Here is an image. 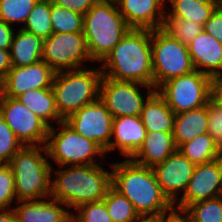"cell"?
<instances>
[{"instance_id": "6da1fadb", "label": "cell", "mask_w": 222, "mask_h": 222, "mask_svg": "<svg viewBox=\"0 0 222 222\" xmlns=\"http://www.w3.org/2000/svg\"><path fill=\"white\" fill-rule=\"evenodd\" d=\"M110 165L112 187L132 203L141 218H159L174 210V205L162 192L153 168L131 159Z\"/></svg>"}, {"instance_id": "7a4b0ae2", "label": "cell", "mask_w": 222, "mask_h": 222, "mask_svg": "<svg viewBox=\"0 0 222 222\" xmlns=\"http://www.w3.org/2000/svg\"><path fill=\"white\" fill-rule=\"evenodd\" d=\"M101 64L107 78L153 87L151 30L129 29Z\"/></svg>"}, {"instance_id": "3957f363", "label": "cell", "mask_w": 222, "mask_h": 222, "mask_svg": "<svg viewBox=\"0 0 222 222\" xmlns=\"http://www.w3.org/2000/svg\"><path fill=\"white\" fill-rule=\"evenodd\" d=\"M68 167L56 170L50 183V198L62 202L68 210L102 200L112 187V172L100 164Z\"/></svg>"}, {"instance_id": "277c9868", "label": "cell", "mask_w": 222, "mask_h": 222, "mask_svg": "<svg viewBox=\"0 0 222 222\" xmlns=\"http://www.w3.org/2000/svg\"><path fill=\"white\" fill-rule=\"evenodd\" d=\"M130 28L115 0H99L83 17V34L92 61L101 62Z\"/></svg>"}, {"instance_id": "5b68a950", "label": "cell", "mask_w": 222, "mask_h": 222, "mask_svg": "<svg viewBox=\"0 0 222 222\" xmlns=\"http://www.w3.org/2000/svg\"><path fill=\"white\" fill-rule=\"evenodd\" d=\"M42 152L45 146H23L9 161L14 175L17 201H31L50 197L51 163Z\"/></svg>"}, {"instance_id": "8992f818", "label": "cell", "mask_w": 222, "mask_h": 222, "mask_svg": "<svg viewBox=\"0 0 222 222\" xmlns=\"http://www.w3.org/2000/svg\"><path fill=\"white\" fill-rule=\"evenodd\" d=\"M102 76L100 68L91 67L55 73L51 88L59 115L64 120L99 98Z\"/></svg>"}, {"instance_id": "52a82bcc", "label": "cell", "mask_w": 222, "mask_h": 222, "mask_svg": "<svg viewBox=\"0 0 222 222\" xmlns=\"http://www.w3.org/2000/svg\"><path fill=\"white\" fill-rule=\"evenodd\" d=\"M153 88L195 70L188 45L174 39L163 28L151 30Z\"/></svg>"}, {"instance_id": "ba28073f", "label": "cell", "mask_w": 222, "mask_h": 222, "mask_svg": "<svg viewBox=\"0 0 222 222\" xmlns=\"http://www.w3.org/2000/svg\"><path fill=\"white\" fill-rule=\"evenodd\" d=\"M58 126L62 128L58 132L53 126L49 127L45 144V156L54 159L56 164L65 168L67 165L99 164L94 156L105 159V151L96 142L75 132L64 121Z\"/></svg>"}, {"instance_id": "9c48e42d", "label": "cell", "mask_w": 222, "mask_h": 222, "mask_svg": "<svg viewBox=\"0 0 222 222\" xmlns=\"http://www.w3.org/2000/svg\"><path fill=\"white\" fill-rule=\"evenodd\" d=\"M213 79L198 70L163 83L156 91L175 113L201 108L212 98Z\"/></svg>"}, {"instance_id": "30bf717a", "label": "cell", "mask_w": 222, "mask_h": 222, "mask_svg": "<svg viewBox=\"0 0 222 222\" xmlns=\"http://www.w3.org/2000/svg\"><path fill=\"white\" fill-rule=\"evenodd\" d=\"M42 60L55 72L84 68L91 60L83 32L52 33L43 40Z\"/></svg>"}, {"instance_id": "8fae6325", "label": "cell", "mask_w": 222, "mask_h": 222, "mask_svg": "<svg viewBox=\"0 0 222 222\" xmlns=\"http://www.w3.org/2000/svg\"><path fill=\"white\" fill-rule=\"evenodd\" d=\"M138 86L148 88L146 99ZM156 90L139 82L118 81L102 76L99 87V99L113 117L140 116L147 99Z\"/></svg>"}, {"instance_id": "7c38bea8", "label": "cell", "mask_w": 222, "mask_h": 222, "mask_svg": "<svg viewBox=\"0 0 222 222\" xmlns=\"http://www.w3.org/2000/svg\"><path fill=\"white\" fill-rule=\"evenodd\" d=\"M0 114L24 146H45L49 126L16 98L4 96Z\"/></svg>"}, {"instance_id": "4fadbf2b", "label": "cell", "mask_w": 222, "mask_h": 222, "mask_svg": "<svg viewBox=\"0 0 222 222\" xmlns=\"http://www.w3.org/2000/svg\"><path fill=\"white\" fill-rule=\"evenodd\" d=\"M113 119L107 107L98 98L69 115L64 122L75 132L96 142L105 151L112 139Z\"/></svg>"}, {"instance_id": "5bb4252c", "label": "cell", "mask_w": 222, "mask_h": 222, "mask_svg": "<svg viewBox=\"0 0 222 222\" xmlns=\"http://www.w3.org/2000/svg\"><path fill=\"white\" fill-rule=\"evenodd\" d=\"M221 157L211 162L196 165L188 186L174 205V210L183 212L189 205L220 196Z\"/></svg>"}, {"instance_id": "9a60e30c", "label": "cell", "mask_w": 222, "mask_h": 222, "mask_svg": "<svg viewBox=\"0 0 222 222\" xmlns=\"http://www.w3.org/2000/svg\"><path fill=\"white\" fill-rule=\"evenodd\" d=\"M195 167L196 165L176 150L153 168L162 192L173 205H176L179 192L184 194Z\"/></svg>"}, {"instance_id": "2e32d148", "label": "cell", "mask_w": 222, "mask_h": 222, "mask_svg": "<svg viewBox=\"0 0 222 222\" xmlns=\"http://www.w3.org/2000/svg\"><path fill=\"white\" fill-rule=\"evenodd\" d=\"M55 73L43 60L27 66L11 67L4 78V96L16 98L32 89L50 88Z\"/></svg>"}, {"instance_id": "e0dca14e", "label": "cell", "mask_w": 222, "mask_h": 222, "mask_svg": "<svg viewBox=\"0 0 222 222\" xmlns=\"http://www.w3.org/2000/svg\"><path fill=\"white\" fill-rule=\"evenodd\" d=\"M130 29L163 28L166 0H115ZM165 1V2H164Z\"/></svg>"}, {"instance_id": "ac0fdd59", "label": "cell", "mask_w": 222, "mask_h": 222, "mask_svg": "<svg viewBox=\"0 0 222 222\" xmlns=\"http://www.w3.org/2000/svg\"><path fill=\"white\" fill-rule=\"evenodd\" d=\"M146 134L147 130L140 116L114 117L112 139L114 137L115 140L110 141L105 153L117 148L126 159H130L142 146Z\"/></svg>"}, {"instance_id": "d6986e66", "label": "cell", "mask_w": 222, "mask_h": 222, "mask_svg": "<svg viewBox=\"0 0 222 222\" xmlns=\"http://www.w3.org/2000/svg\"><path fill=\"white\" fill-rule=\"evenodd\" d=\"M188 50L196 70L212 79L222 76V44L216 38L202 31L188 44Z\"/></svg>"}, {"instance_id": "ffe728a7", "label": "cell", "mask_w": 222, "mask_h": 222, "mask_svg": "<svg viewBox=\"0 0 222 222\" xmlns=\"http://www.w3.org/2000/svg\"><path fill=\"white\" fill-rule=\"evenodd\" d=\"M17 203L21 204L13 208L16 222H73V215L62 207L64 204L50 197Z\"/></svg>"}, {"instance_id": "44dd1931", "label": "cell", "mask_w": 222, "mask_h": 222, "mask_svg": "<svg viewBox=\"0 0 222 222\" xmlns=\"http://www.w3.org/2000/svg\"><path fill=\"white\" fill-rule=\"evenodd\" d=\"M176 150L173 132H147L142 146L130 159L137 164L154 168Z\"/></svg>"}, {"instance_id": "7402d4cb", "label": "cell", "mask_w": 222, "mask_h": 222, "mask_svg": "<svg viewBox=\"0 0 222 222\" xmlns=\"http://www.w3.org/2000/svg\"><path fill=\"white\" fill-rule=\"evenodd\" d=\"M208 104L194 110L175 114L173 136L176 147L207 133Z\"/></svg>"}, {"instance_id": "603a6c76", "label": "cell", "mask_w": 222, "mask_h": 222, "mask_svg": "<svg viewBox=\"0 0 222 222\" xmlns=\"http://www.w3.org/2000/svg\"><path fill=\"white\" fill-rule=\"evenodd\" d=\"M16 32L9 49L12 67L27 66L42 60L43 39L22 28Z\"/></svg>"}, {"instance_id": "cb8c5ba5", "label": "cell", "mask_w": 222, "mask_h": 222, "mask_svg": "<svg viewBox=\"0 0 222 222\" xmlns=\"http://www.w3.org/2000/svg\"><path fill=\"white\" fill-rule=\"evenodd\" d=\"M140 117L147 132H173L175 113L157 91L144 103Z\"/></svg>"}, {"instance_id": "d4e9b609", "label": "cell", "mask_w": 222, "mask_h": 222, "mask_svg": "<svg viewBox=\"0 0 222 222\" xmlns=\"http://www.w3.org/2000/svg\"><path fill=\"white\" fill-rule=\"evenodd\" d=\"M16 99L41 118L49 127L53 126L50 122L55 121L58 124L64 121L57 110L51 87L26 91L17 96Z\"/></svg>"}, {"instance_id": "484cf974", "label": "cell", "mask_w": 222, "mask_h": 222, "mask_svg": "<svg viewBox=\"0 0 222 222\" xmlns=\"http://www.w3.org/2000/svg\"><path fill=\"white\" fill-rule=\"evenodd\" d=\"M172 8L165 12V18L192 19L205 25L222 0H168Z\"/></svg>"}, {"instance_id": "4316f807", "label": "cell", "mask_w": 222, "mask_h": 222, "mask_svg": "<svg viewBox=\"0 0 222 222\" xmlns=\"http://www.w3.org/2000/svg\"><path fill=\"white\" fill-rule=\"evenodd\" d=\"M177 150L194 165L211 162L222 155V149L208 132L181 144Z\"/></svg>"}, {"instance_id": "83f0119b", "label": "cell", "mask_w": 222, "mask_h": 222, "mask_svg": "<svg viewBox=\"0 0 222 222\" xmlns=\"http://www.w3.org/2000/svg\"><path fill=\"white\" fill-rule=\"evenodd\" d=\"M51 0H38L34 8L28 15L25 26H21L27 32L47 39L52 33L51 25Z\"/></svg>"}, {"instance_id": "f1b7e54d", "label": "cell", "mask_w": 222, "mask_h": 222, "mask_svg": "<svg viewBox=\"0 0 222 222\" xmlns=\"http://www.w3.org/2000/svg\"><path fill=\"white\" fill-rule=\"evenodd\" d=\"M102 200L105 202L112 222H137L141 218L132 203L113 187Z\"/></svg>"}, {"instance_id": "f546056e", "label": "cell", "mask_w": 222, "mask_h": 222, "mask_svg": "<svg viewBox=\"0 0 222 222\" xmlns=\"http://www.w3.org/2000/svg\"><path fill=\"white\" fill-rule=\"evenodd\" d=\"M183 213L191 222H222V197L193 203Z\"/></svg>"}, {"instance_id": "4dcf8cb0", "label": "cell", "mask_w": 222, "mask_h": 222, "mask_svg": "<svg viewBox=\"0 0 222 222\" xmlns=\"http://www.w3.org/2000/svg\"><path fill=\"white\" fill-rule=\"evenodd\" d=\"M50 13L53 33L83 32V15L57 6L52 0Z\"/></svg>"}, {"instance_id": "1f68e13d", "label": "cell", "mask_w": 222, "mask_h": 222, "mask_svg": "<svg viewBox=\"0 0 222 222\" xmlns=\"http://www.w3.org/2000/svg\"><path fill=\"white\" fill-rule=\"evenodd\" d=\"M163 29L174 39L188 45L203 31V25L192 19L165 18Z\"/></svg>"}, {"instance_id": "d6a6232c", "label": "cell", "mask_w": 222, "mask_h": 222, "mask_svg": "<svg viewBox=\"0 0 222 222\" xmlns=\"http://www.w3.org/2000/svg\"><path fill=\"white\" fill-rule=\"evenodd\" d=\"M38 0H0V19L9 25L26 22Z\"/></svg>"}, {"instance_id": "836d02e7", "label": "cell", "mask_w": 222, "mask_h": 222, "mask_svg": "<svg viewBox=\"0 0 222 222\" xmlns=\"http://www.w3.org/2000/svg\"><path fill=\"white\" fill-rule=\"evenodd\" d=\"M72 215L73 222H112L103 200L81 204L74 209Z\"/></svg>"}, {"instance_id": "e575fe53", "label": "cell", "mask_w": 222, "mask_h": 222, "mask_svg": "<svg viewBox=\"0 0 222 222\" xmlns=\"http://www.w3.org/2000/svg\"><path fill=\"white\" fill-rule=\"evenodd\" d=\"M23 146L0 114V164H8Z\"/></svg>"}, {"instance_id": "d590c367", "label": "cell", "mask_w": 222, "mask_h": 222, "mask_svg": "<svg viewBox=\"0 0 222 222\" xmlns=\"http://www.w3.org/2000/svg\"><path fill=\"white\" fill-rule=\"evenodd\" d=\"M16 198L14 175L8 164H0V209H8Z\"/></svg>"}, {"instance_id": "8d00e7d4", "label": "cell", "mask_w": 222, "mask_h": 222, "mask_svg": "<svg viewBox=\"0 0 222 222\" xmlns=\"http://www.w3.org/2000/svg\"><path fill=\"white\" fill-rule=\"evenodd\" d=\"M208 113L207 132L222 149V108L211 99L208 102Z\"/></svg>"}, {"instance_id": "74e56055", "label": "cell", "mask_w": 222, "mask_h": 222, "mask_svg": "<svg viewBox=\"0 0 222 222\" xmlns=\"http://www.w3.org/2000/svg\"><path fill=\"white\" fill-rule=\"evenodd\" d=\"M203 31L212 35L222 44V3L211 14L203 26Z\"/></svg>"}, {"instance_id": "f35d334b", "label": "cell", "mask_w": 222, "mask_h": 222, "mask_svg": "<svg viewBox=\"0 0 222 222\" xmlns=\"http://www.w3.org/2000/svg\"><path fill=\"white\" fill-rule=\"evenodd\" d=\"M98 1L99 0H52V3L84 16Z\"/></svg>"}, {"instance_id": "ab89813d", "label": "cell", "mask_w": 222, "mask_h": 222, "mask_svg": "<svg viewBox=\"0 0 222 222\" xmlns=\"http://www.w3.org/2000/svg\"><path fill=\"white\" fill-rule=\"evenodd\" d=\"M14 33L13 26L0 19V48L10 49Z\"/></svg>"}, {"instance_id": "60d3db41", "label": "cell", "mask_w": 222, "mask_h": 222, "mask_svg": "<svg viewBox=\"0 0 222 222\" xmlns=\"http://www.w3.org/2000/svg\"><path fill=\"white\" fill-rule=\"evenodd\" d=\"M11 67L9 49L0 48V77L4 79Z\"/></svg>"}, {"instance_id": "b9f144b4", "label": "cell", "mask_w": 222, "mask_h": 222, "mask_svg": "<svg viewBox=\"0 0 222 222\" xmlns=\"http://www.w3.org/2000/svg\"><path fill=\"white\" fill-rule=\"evenodd\" d=\"M211 99L222 108V76L214 78L212 81Z\"/></svg>"}, {"instance_id": "7bdbcfd3", "label": "cell", "mask_w": 222, "mask_h": 222, "mask_svg": "<svg viewBox=\"0 0 222 222\" xmlns=\"http://www.w3.org/2000/svg\"><path fill=\"white\" fill-rule=\"evenodd\" d=\"M160 222H191V221L183 212L173 210L169 214L161 216Z\"/></svg>"}, {"instance_id": "ee69618b", "label": "cell", "mask_w": 222, "mask_h": 222, "mask_svg": "<svg viewBox=\"0 0 222 222\" xmlns=\"http://www.w3.org/2000/svg\"><path fill=\"white\" fill-rule=\"evenodd\" d=\"M0 222H16L13 208L0 209Z\"/></svg>"}, {"instance_id": "f6af8a7d", "label": "cell", "mask_w": 222, "mask_h": 222, "mask_svg": "<svg viewBox=\"0 0 222 222\" xmlns=\"http://www.w3.org/2000/svg\"><path fill=\"white\" fill-rule=\"evenodd\" d=\"M4 98V79L0 77V102Z\"/></svg>"}, {"instance_id": "bcb514c9", "label": "cell", "mask_w": 222, "mask_h": 222, "mask_svg": "<svg viewBox=\"0 0 222 222\" xmlns=\"http://www.w3.org/2000/svg\"><path fill=\"white\" fill-rule=\"evenodd\" d=\"M137 222H160L159 218H140Z\"/></svg>"}, {"instance_id": "7dc6e473", "label": "cell", "mask_w": 222, "mask_h": 222, "mask_svg": "<svg viewBox=\"0 0 222 222\" xmlns=\"http://www.w3.org/2000/svg\"><path fill=\"white\" fill-rule=\"evenodd\" d=\"M221 170H222V155H221ZM220 196L222 197V175H221Z\"/></svg>"}]
</instances>
